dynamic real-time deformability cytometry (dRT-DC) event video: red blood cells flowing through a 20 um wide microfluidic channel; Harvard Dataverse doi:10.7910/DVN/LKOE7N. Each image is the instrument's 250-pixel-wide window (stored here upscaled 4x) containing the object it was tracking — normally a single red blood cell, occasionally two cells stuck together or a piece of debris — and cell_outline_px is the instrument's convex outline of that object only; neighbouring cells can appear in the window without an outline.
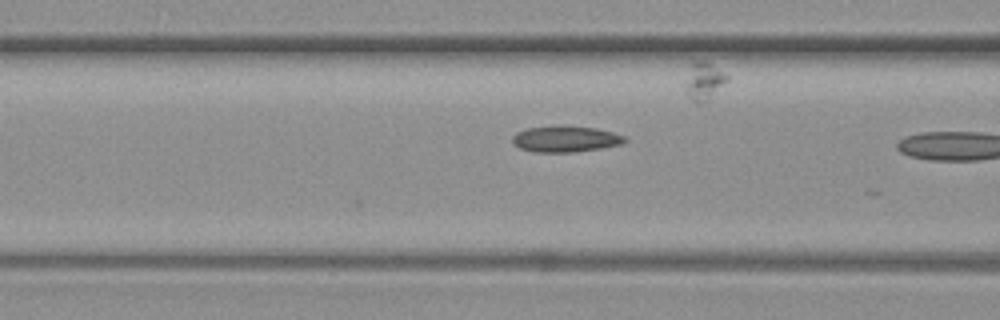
{"species": "common noctule bat (a hibernating species)", "species_latin": "Nyctalus noctula", "temperature_condition": "warm", "stored_images_in_passage": 7, "camera_frame_rate_fps": 3000, "um_per_image_px": 0.085, "animal": {"sex": "female", "body_mass_g": 19.3, "forearm_length_mm": 54.1}, "frame": {"image": 1, "passage_image": 3, "time_ms": 3.333, "image_size_px": [1000, 320], "cell_outline_px": [[628, 140], [620, 144], [600, 148], [572, 152], [536, 152], [520, 148], [512, 140], [512, 136], [516, 132], [524, 128], [560, 124], [564, 124], [596, 128], [612, 132], [624, 136]], "centroid_in_image_um": [48.04, 11.78], "position_along_channel_um": 118.6, "area_um2": 17.34}}